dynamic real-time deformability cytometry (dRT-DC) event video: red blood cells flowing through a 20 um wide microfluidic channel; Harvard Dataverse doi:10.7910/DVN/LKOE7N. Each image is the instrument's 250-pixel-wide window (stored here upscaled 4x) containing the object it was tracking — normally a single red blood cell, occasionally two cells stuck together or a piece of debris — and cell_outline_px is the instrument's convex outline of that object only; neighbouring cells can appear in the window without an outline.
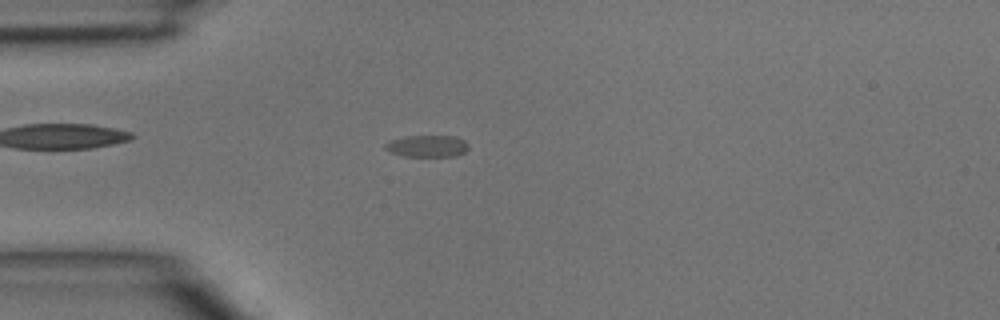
{"species": "common noctule bat (a hibernating species)", "species_latin": "Nyctalus noctula", "temperature_condition": "room temperature", "stored_images_in_passage": 35, "camera_frame_rate_fps": 3000, "um_per_image_px": 0.085, "animal": {"sex": "male", "body_mass_g": 15.6}, "frame": {"image": 1, "passage_image": 2, "time_ms": 0.333, "image_size_px": [1000, 320], "cell_outline_px": [[468, 148], [464, 152], [456, 156], [404, 156], [392, 152], [384, 148], [384, 144], [388, 140], [404, 136], [456, 136], [464, 140], [468, 144]], "centroid_in_image_um": [36.3, 12.4], "position_along_channel_um": 48.7, "area_um2": 10.64}}
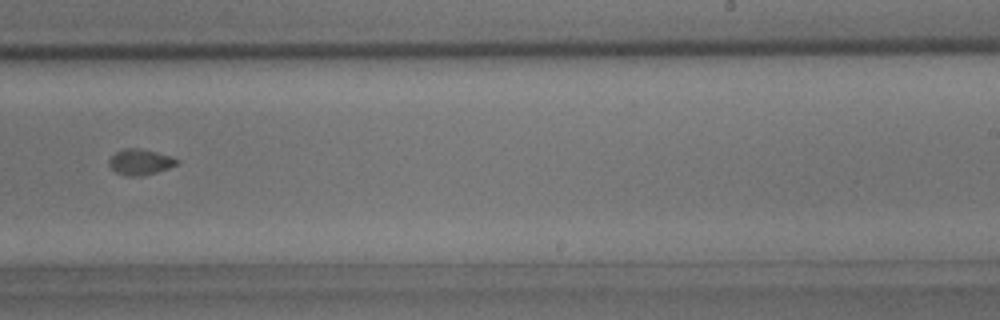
{"frame": {"image": 2, "passage_image": 18, "time_ms": 5.667, "image_size_px": [1000, 320], "cell_outline_px": [[180, 164], [156, 172], [140, 176], [128, 176], [116, 172], [108, 164], [108, 160], [116, 152], [124, 148], [140, 148], [156, 152], [180, 160]], "centroid_in_image_um": [11.92, 13.76], "position_along_channel_um": 277.1, "area_um2": 10.12}}
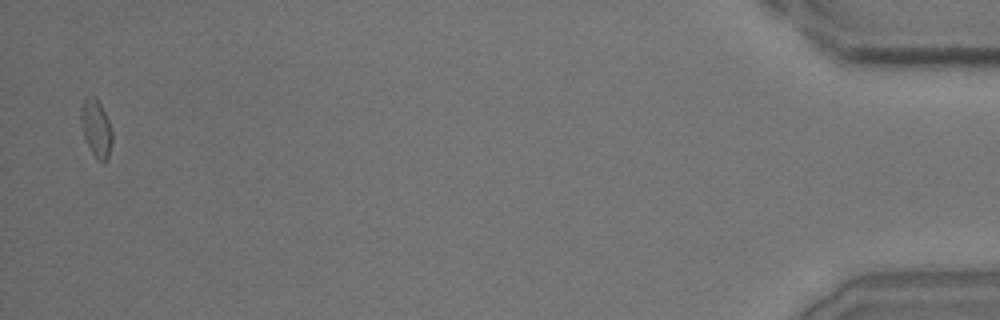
{"frame": {"image": 3, "passage_image": 34, "time_ms": 11.0, "image_size_px": [1000, 320], "cell_outline_px": [[112, 140], [108, 156], [104, 164], [92, 152], [84, 136], [80, 120], [80, 108], [84, 96], [92, 96], [100, 104], [108, 120], [112, 132]], "centroid_in_image_um": [8.15, 10.87], "position_along_channel_um": 427.1, "area_um2": 10.23}}